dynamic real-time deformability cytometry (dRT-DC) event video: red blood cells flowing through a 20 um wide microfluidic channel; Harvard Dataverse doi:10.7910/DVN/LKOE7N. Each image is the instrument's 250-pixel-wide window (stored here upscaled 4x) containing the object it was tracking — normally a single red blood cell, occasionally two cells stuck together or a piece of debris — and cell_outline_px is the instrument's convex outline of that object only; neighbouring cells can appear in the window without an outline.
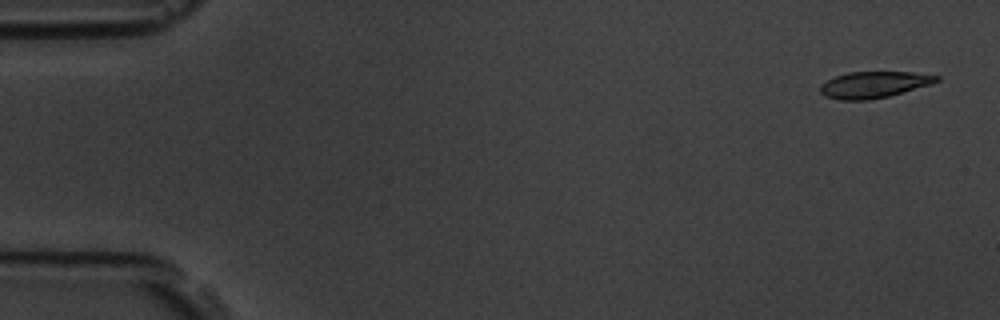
{"species": "common noctule bat (a hibernating species)", "species_latin": "Nyctalus noctula", "temperature_condition": "room temperature", "stored_images_in_passage": 5, "camera_frame_rate_fps": 3000, "um_per_image_px": 0.085, "animal": {"sex": "male", "body_mass_g": 19.5, "forearm_length_mm": 54.6}, "frame": {"image": 1, "passage_image": 1, "time_ms": 0.0, "image_size_px": [1000, 320], "cell_outline_px": [[940, 80], [932, 84], [888, 96], [868, 100], [840, 100], [824, 96], [820, 92], [820, 84], [836, 76], [848, 72], [912, 72], [940, 76]], "centroid_in_image_um": [74.27, 7.2], "position_along_channel_um": 10.7, "area_um2": 17.86}}
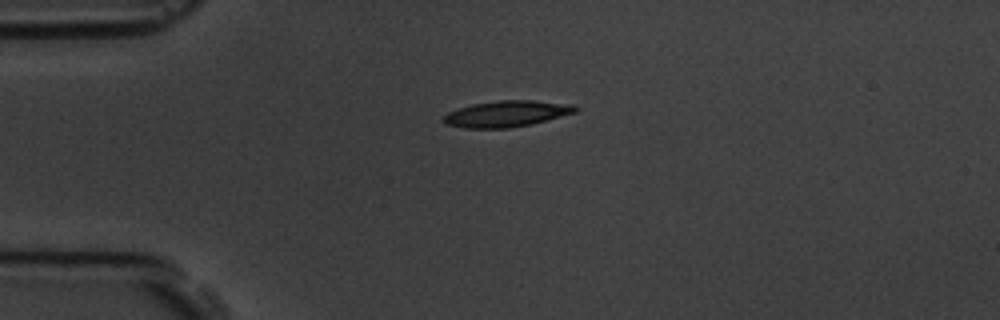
{"frame": {"image": 2, "passage_image": 4, "time_ms": 3.667, "image_size_px": [1000, 320], "cell_outline_px": [[580, 108], [576, 112], [532, 124], [508, 128], [464, 128], [448, 124], [444, 120], [444, 116], [448, 112], [472, 104], [496, 100], [532, 100], [572, 104]], "centroid_in_image_um": [43.11, 9.66], "position_along_channel_um": 41.9, "area_um2": 20.0}}